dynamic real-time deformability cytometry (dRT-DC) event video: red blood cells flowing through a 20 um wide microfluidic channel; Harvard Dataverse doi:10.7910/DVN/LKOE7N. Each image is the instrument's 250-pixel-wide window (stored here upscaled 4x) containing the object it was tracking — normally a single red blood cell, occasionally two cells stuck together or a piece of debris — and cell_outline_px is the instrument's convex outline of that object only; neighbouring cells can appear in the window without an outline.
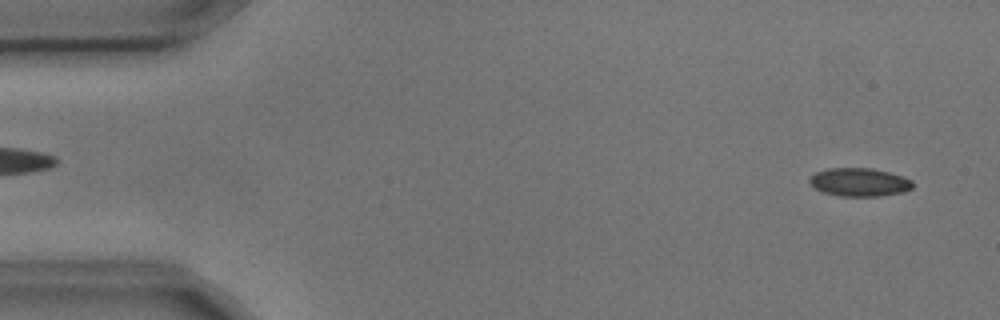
{"species": "common noctule bat (a hibernating species)", "species_latin": "Nyctalus noctula", "temperature_condition": "cold", "stored_images_in_passage": 4, "segment_of_instrument_passage": [2, 2], "camera_frame_rate_fps": 3000, "um_per_image_px": 0.085, "animal": {"sex": "male", "body_mass_g": 17.9, "forearm_length_mm": 54.2}, "frame": {"image": 1, "passage_image": 4, "time_ms": 1.0, "image_size_px": [1000, 320], "cell_outline_px": [[912, 188], [904, 192], [880, 196], [840, 196], [824, 192], [816, 188], [808, 180], [816, 172], [828, 168], [872, 168], [904, 176], [912, 180]], "centroid_in_image_um": [73.08, 15.48], "position_along_channel_um": 11.9, "area_um2": 16.94}}